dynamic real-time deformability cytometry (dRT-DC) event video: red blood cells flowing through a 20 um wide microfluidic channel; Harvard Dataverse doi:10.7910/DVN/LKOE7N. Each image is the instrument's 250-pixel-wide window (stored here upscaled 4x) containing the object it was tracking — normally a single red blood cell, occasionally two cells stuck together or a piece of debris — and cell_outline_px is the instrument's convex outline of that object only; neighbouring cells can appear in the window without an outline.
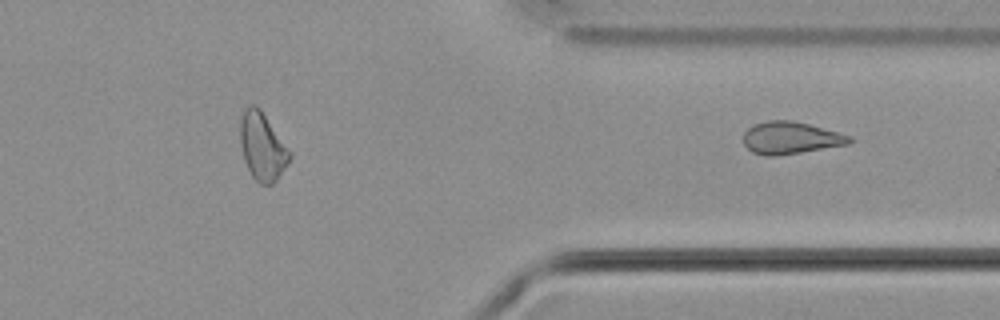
{"species": "common noctule bat (a hibernating species)", "species_latin": "Nyctalus noctula", "temperature_condition": "cold", "stored_images_in_passage": 45, "segment_of_instrument_passage": [2, 2], "camera_frame_rate_fps": 3000, "um_per_image_px": 0.085, "animal": {"sex": "male", "body_mass_g": 21.5, "forearm_length_mm": 52.0}, "frame": {"image": 1, "passage_image": 45, "time_ms": 14.667, "image_size_px": [1000, 320], "cell_outline_px": [[852, 140], [848, 144], [776, 156], [764, 156], [752, 152], [744, 144], [744, 132], [748, 128], [756, 124], [768, 120], [792, 120], [808, 124], [852, 136]], "centroid_in_image_um": [67.18, 11.72], "position_along_channel_um": 344.2, "area_um2": 19.71}}